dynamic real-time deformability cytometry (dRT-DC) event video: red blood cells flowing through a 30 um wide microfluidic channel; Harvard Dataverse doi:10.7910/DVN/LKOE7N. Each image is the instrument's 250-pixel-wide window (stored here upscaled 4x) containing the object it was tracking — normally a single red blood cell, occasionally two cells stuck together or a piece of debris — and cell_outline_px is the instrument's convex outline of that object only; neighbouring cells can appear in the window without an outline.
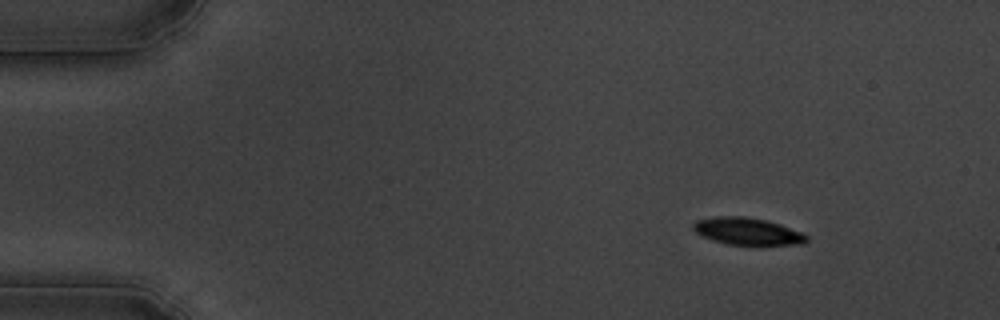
{"species": "common noctule bat (a hibernating species)", "species_latin": "Nyctalus noctula", "temperature_condition": "cold", "stored_images_in_passage": 12, "camera_frame_rate_fps": 3000, "um_per_image_px": 0.085, "animal": {"sex": "male", "body_mass_g": 19.5, "forearm_length_mm": 54.6}, "frame": {"image": 1, "passage_image": 1, "time_ms": 0.0, "image_size_px": [1000, 320], "cell_outline_px": [[808, 240], [804, 244], [728, 244], [712, 240], [696, 232], [692, 228], [692, 224], [696, 220], [716, 216], [744, 216], [764, 220], [780, 224], [800, 232], [808, 236]], "centroid_in_image_um": [63.5, 19.65], "position_along_channel_um": 21.5, "area_um2": 17.63}}